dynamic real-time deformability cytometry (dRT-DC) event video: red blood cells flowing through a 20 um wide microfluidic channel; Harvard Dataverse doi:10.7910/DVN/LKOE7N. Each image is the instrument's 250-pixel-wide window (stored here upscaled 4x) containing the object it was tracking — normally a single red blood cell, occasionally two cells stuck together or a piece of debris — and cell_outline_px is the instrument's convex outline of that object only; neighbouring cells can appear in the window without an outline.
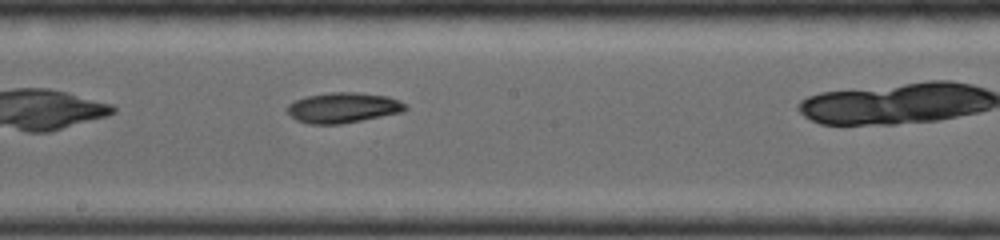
{"species": "common noctule bat (a hibernating species)", "species_latin": "Nyctalus noctula", "temperature_condition": "room temperature", "stored_images_in_passage": 38, "camera_frame_rate_fps": 4000, "um_per_image_px": 0.085, "animal": {"sex": "female", "body_mass_g": 19.0, "forearm_length_mm": 56.7}, "frame": {"image": 1, "passage_image": 16, "time_ms": 3.75, "image_size_px": [1000, 240], "cell_outline_px": [[408, 108], [404, 112], [340, 124], [312, 124], [296, 120], [288, 112], [288, 104], [292, 100], [308, 96], [332, 92], [356, 92], [388, 96], [400, 100]], "centroid_in_image_um": [29.18, 9.15], "position_along_channel_um": 219.0, "area_um2": 20.87}}
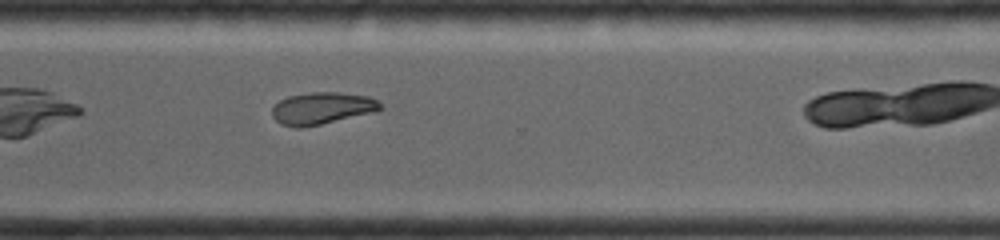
{"frame": {"image": 2, "passage_image": 26, "time_ms": 6.5, "image_size_px": [1000, 240], "cell_outline_px": [[380, 108], [376, 112], [320, 124], [296, 128], [280, 124], [272, 116], [272, 108], [280, 100], [288, 96], [312, 92], [340, 92], [368, 96], [376, 100], [380, 104]], "centroid_in_image_um": [27.35, 9.2], "position_along_channel_um": 343.3, "area_um2": 20.06}}